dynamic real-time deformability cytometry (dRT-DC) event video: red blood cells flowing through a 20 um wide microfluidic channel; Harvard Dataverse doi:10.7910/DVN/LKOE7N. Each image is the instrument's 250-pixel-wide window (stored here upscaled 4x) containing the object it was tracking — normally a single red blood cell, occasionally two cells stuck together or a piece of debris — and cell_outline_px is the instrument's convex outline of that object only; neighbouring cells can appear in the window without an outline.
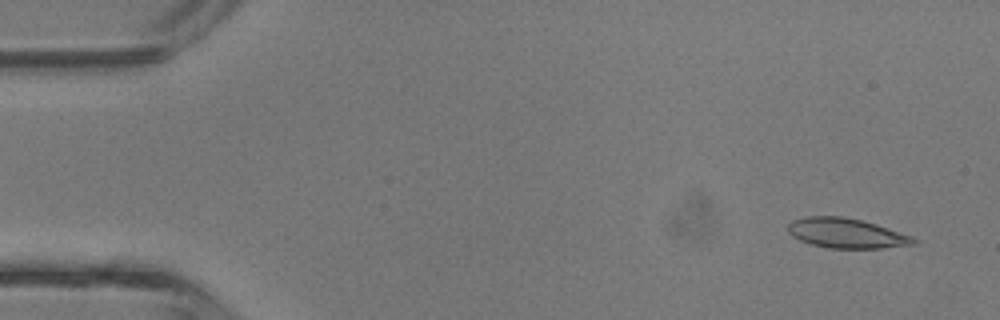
{"species": "common noctule bat (a hibernating species)", "species_latin": "Nyctalus noctula", "temperature_condition": "room temperature", "stored_images_in_passage": 4, "camera_frame_rate_fps": 3000, "um_per_image_px": 0.085, "animal": {"sex": "male", "body_mass_g": 13.3}, "frame": {"image": 1, "passage_image": 1, "time_ms": 0.0, "image_size_px": [1000, 320], "cell_outline_px": [[920, 240], [916, 244], [880, 248], [828, 248], [812, 244], [800, 240], [792, 236], [788, 232], [788, 224], [792, 220], [808, 216], [844, 216], [876, 224], [912, 236]], "centroid_in_image_um": [71.95, 19.82], "position_along_channel_um": 13.0, "area_um2": 21.85}}
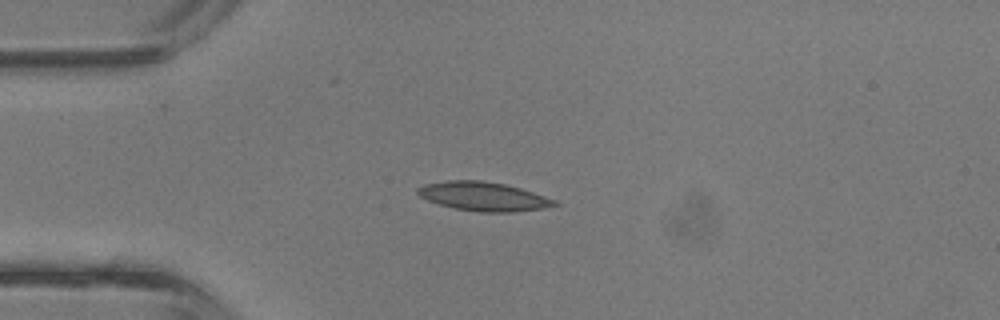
{"frame": {"image": 2, "passage_image": 3, "time_ms": 0.667, "image_size_px": [1000, 320], "cell_outline_px": [[560, 204], [540, 208], [512, 212], [480, 212], [456, 208], [440, 204], [428, 200], [420, 196], [416, 192], [416, 188], [424, 184], [448, 180], [480, 180], [504, 184], [520, 188], [556, 200]], "centroid_in_image_um": [41.06, 16.68], "position_along_channel_um": 43.9, "area_um2": 22.77}}